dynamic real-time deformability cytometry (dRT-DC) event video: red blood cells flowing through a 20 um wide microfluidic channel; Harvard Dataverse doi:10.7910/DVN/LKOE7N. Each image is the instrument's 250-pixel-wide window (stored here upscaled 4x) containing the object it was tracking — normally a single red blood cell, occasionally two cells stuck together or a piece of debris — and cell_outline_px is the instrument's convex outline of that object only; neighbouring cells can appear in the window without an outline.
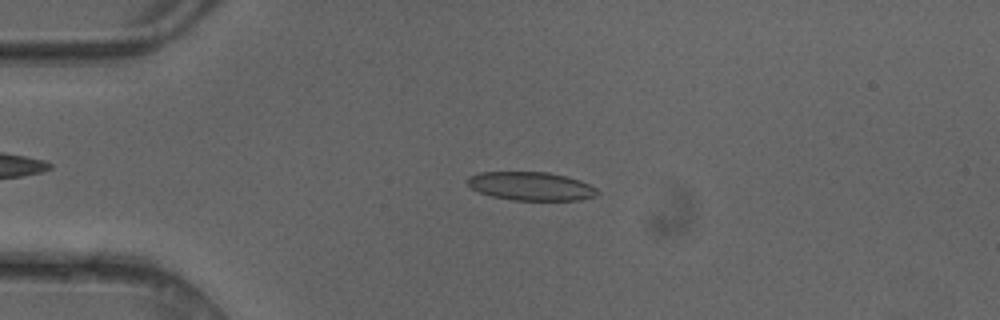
{"species": "common noctule bat (a hibernating species)", "species_latin": "Nyctalus noctula", "temperature_condition": "cold", "stored_images_in_passage": 49, "camera_frame_rate_fps": 3000, "um_per_image_px": 0.085, "animal": {"sex": "female"}, "frame": {"image": 1, "passage_image": 11, "time_ms": 3.333, "image_size_px": [1000, 320], "cell_outline_px": [[600, 192], [592, 196], [580, 200], [512, 200], [492, 196], [480, 192], [472, 188], [464, 180], [468, 176], [480, 172], [548, 172], [568, 176], [580, 180], [596, 188]], "centroid_in_image_um": [45.11, 15.81], "position_along_channel_um": 39.9, "area_um2": 21.62}}
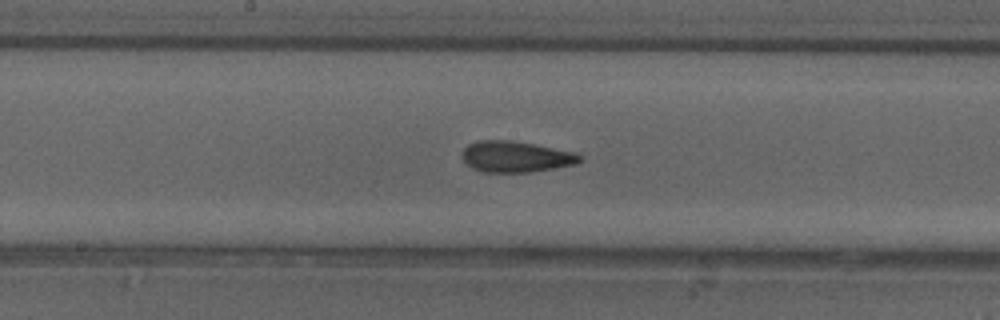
{"frame": {"image": 2, "passage_image": 25, "time_ms": 8.0, "image_size_px": [1000, 320], "cell_outline_px": [[584, 160], [576, 164], [528, 172], [484, 172], [472, 168], [460, 156], [464, 148], [468, 144], [476, 140], [512, 140], [580, 152], [584, 156]], "centroid_in_image_um": [43.9, 13.3], "position_along_channel_um": 204.3, "area_um2": 21.68}}
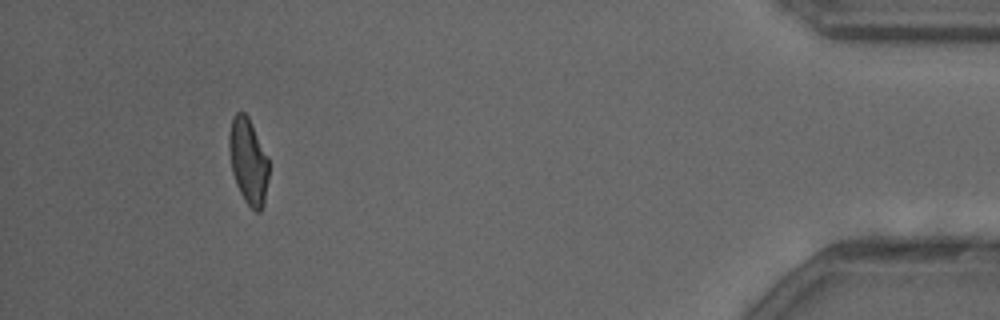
{"frame": {"image": 3, "passage_image": 45, "time_ms": 14.667, "image_size_px": [1000, 320], "cell_outline_px": [[268, 176], [264, 204], [260, 212], [256, 212], [244, 200], [236, 184], [232, 172], [228, 148], [228, 136], [232, 116], [236, 112], [244, 112], [248, 116], [268, 160]], "centroid_in_image_um": [21.07, 13.7], "position_along_channel_um": 414.1, "area_um2": 19.71}, "authors_computed_cell_mechanics": {"area_um2": 21.386, "velocity_mm_per_s": 4.1505, "shape_relaxation_time_tau1_ms": null, "shape_relaxation_time_tau2_ms": 2.224, "deformation_change_tau1": null, "deformation_change_tau2": 0.0976}}